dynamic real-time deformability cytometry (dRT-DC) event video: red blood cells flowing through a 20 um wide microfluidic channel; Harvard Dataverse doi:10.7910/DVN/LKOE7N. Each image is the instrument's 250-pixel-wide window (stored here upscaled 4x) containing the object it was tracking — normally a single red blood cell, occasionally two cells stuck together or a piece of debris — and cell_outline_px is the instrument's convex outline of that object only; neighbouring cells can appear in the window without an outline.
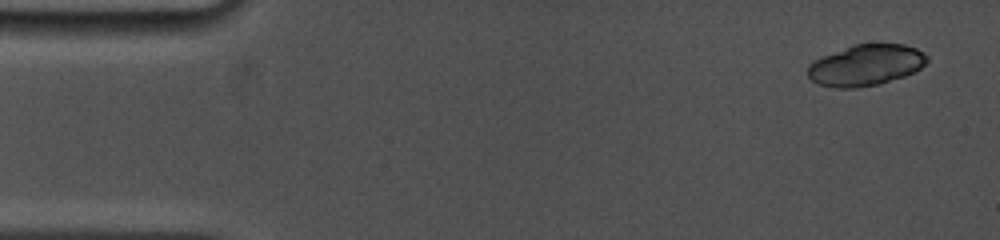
{"species": "common noctule bat (a hibernating species)", "species_latin": "Nyctalus noctula", "temperature_condition": "cold", "stored_images_in_passage": 4, "camera_frame_rate_fps": 5000, "um_per_image_px": 0.085, "animal": {"sex": "female", "body_mass_g": 19.0, "forearm_length_mm": 53.3}, "frame": {"image": 1, "passage_image": 1, "time_ms": 0.0, "image_size_px": [1000, 240], "cell_outline_px": [[928, 60], [920, 68], [904, 76], [880, 84], [856, 88], [836, 88], [816, 84], [808, 76], [808, 64], [824, 56], [852, 44], [880, 40], [904, 44], [916, 48], [924, 52], [928, 56]], "centroid_in_image_um": [73.62, 5.49], "position_along_channel_um": 11.4, "area_um2": 29.3}}